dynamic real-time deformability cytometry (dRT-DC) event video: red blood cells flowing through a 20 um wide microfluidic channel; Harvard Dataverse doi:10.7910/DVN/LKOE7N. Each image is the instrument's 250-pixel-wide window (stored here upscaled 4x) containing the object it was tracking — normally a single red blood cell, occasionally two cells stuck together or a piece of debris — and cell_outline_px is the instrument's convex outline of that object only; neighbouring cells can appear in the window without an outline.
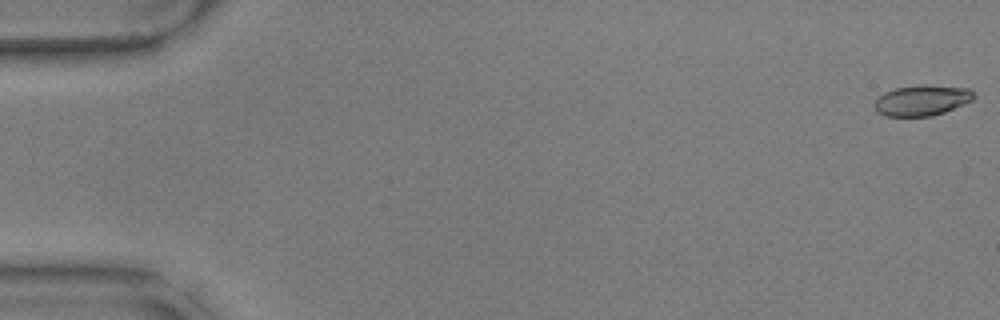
{"species": "common noctule bat (a hibernating species)", "species_latin": "Nyctalus noctula", "temperature_condition": "warm", "stored_images_in_passage": 58, "camera_frame_rate_fps": 3000, "um_per_image_px": 0.085, "animal": {"sex": "male", "body_mass_g": 17.9, "forearm_length_mm": 54.2}, "frame": {"image": 1, "passage_image": 1, "time_ms": 0.0, "image_size_px": [1000, 320], "cell_outline_px": [[976, 96], [972, 100], [964, 104], [944, 112], [932, 116], [884, 116], [876, 112], [872, 104], [884, 92], [896, 88], [920, 84], [928, 84], [968, 88]], "centroid_in_image_um": [78.34, 8.52], "position_along_channel_um": 6.7, "area_um2": 17.92}}
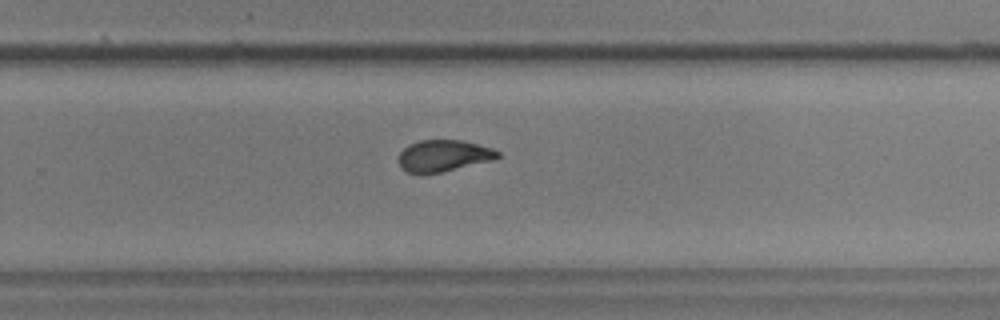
{"frame": {"image": 2, "passage_image": 38, "time_ms": 12.333, "image_size_px": [1000, 320], "cell_outline_px": [[500, 156], [496, 160], [440, 172], [408, 172], [400, 168], [400, 152], [408, 144], [420, 140], [460, 140], [492, 148], [500, 152]], "centroid_in_image_um": [37.74, 13.22], "position_along_channel_um": 292.1, "area_um2": 18.03}}
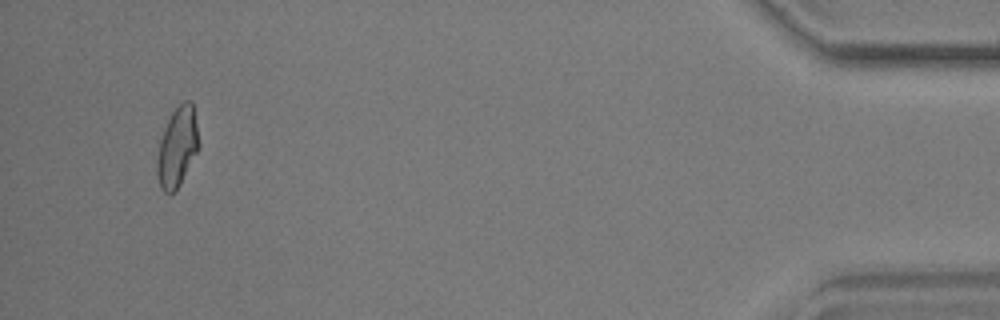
{"frame": {"image": 3, "passage_image": 55, "time_ms": 18.0, "image_size_px": [1000, 320], "cell_outline_px": [[200, 148], [180, 184], [168, 196], [160, 188], [156, 172], [156, 160], [160, 140], [164, 128], [172, 112], [184, 100], [192, 100], [200, 144]], "centroid_in_image_um": [15.07, 12.51], "position_along_channel_um": 420.1, "area_um2": 19.59}, "authors_computed_cell_mechanics": {"area_um2": 18.8139, "velocity_mm_per_s": 3.5421, "shape_relaxation_time_tau1_ms": 5.8147, "shape_relaxation_time_tau2_ms": 1.3396, "deformation_change_tau1": 0.192, "deformation_change_tau2": 0.0751}}